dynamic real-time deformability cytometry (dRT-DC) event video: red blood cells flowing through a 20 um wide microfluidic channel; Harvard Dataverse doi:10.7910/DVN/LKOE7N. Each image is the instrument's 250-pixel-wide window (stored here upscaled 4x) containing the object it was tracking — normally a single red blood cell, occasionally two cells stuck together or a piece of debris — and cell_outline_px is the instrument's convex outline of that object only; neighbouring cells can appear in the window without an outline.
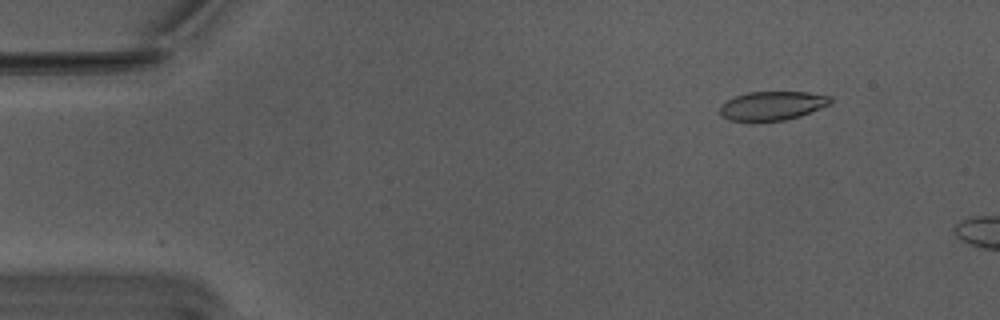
{"species": "Egyptian fruit bat (a non-hibernating species)", "species_latin": "Rousettus aegyptiacus", "temperature_condition": "warm", "stored_images_in_passage": 2, "camera_frame_rate_fps": 3000, "um_per_image_px": 0.085, "animal": {"sex": "male"}, "frame": {"image": 1, "passage_image": 1, "time_ms": 0.0, "image_size_px": [1000, 320], "cell_outline_px": [[832, 104], [800, 116], [784, 120], [732, 120], [724, 116], [720, 112], [720, 104], [736, 96], [748, 92], [808, 92], [832, 96]], "centroid_in_image_um": [65.71, 8.96], "position_along_channel_um": 19.3, "area_um2": 18.38}}